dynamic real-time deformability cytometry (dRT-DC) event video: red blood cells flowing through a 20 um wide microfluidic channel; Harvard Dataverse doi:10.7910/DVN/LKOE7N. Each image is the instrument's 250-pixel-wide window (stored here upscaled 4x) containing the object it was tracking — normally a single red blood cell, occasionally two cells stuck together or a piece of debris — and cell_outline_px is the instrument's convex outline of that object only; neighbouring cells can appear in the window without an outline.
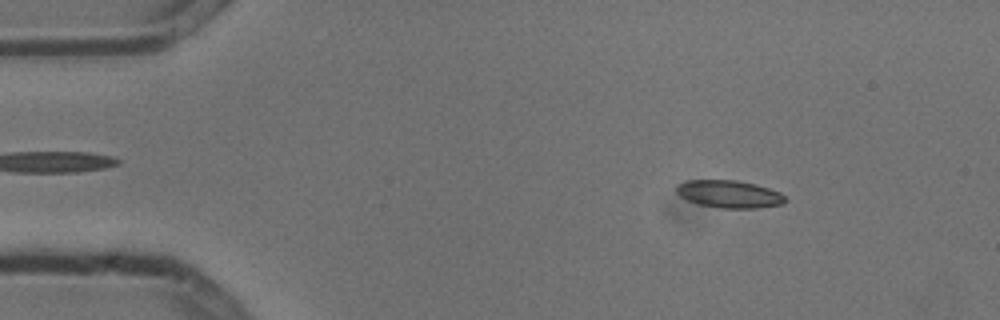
{"species": "common noctule bat (a hibernating species)", "species_latin": "Nyctalus noctula", "temperature_condition": "cold", "stored_images_in_passage": 4, "camera_frame_rate_fps": 3000, "um_per_image_px": 0.085, "animal": {"sex": "male", "body_mass_g": 13.3}, "frame": {"image": 1, "passage_image": 2, "time_ms": 0.333, "image_size_px": [1000, 320], "cell_outline_px": [[788, 200], [784, 204], [760, 208], [720, 208], [696, 204], [680, 196], [676, 192], [676, 184], [688, 180], [736, 180], [756, 184], [780, 192]], "centroid_in_image_um": [61.99, 16.5], "position_along_channel_um": 23.0, "area_um2": 17.69}}